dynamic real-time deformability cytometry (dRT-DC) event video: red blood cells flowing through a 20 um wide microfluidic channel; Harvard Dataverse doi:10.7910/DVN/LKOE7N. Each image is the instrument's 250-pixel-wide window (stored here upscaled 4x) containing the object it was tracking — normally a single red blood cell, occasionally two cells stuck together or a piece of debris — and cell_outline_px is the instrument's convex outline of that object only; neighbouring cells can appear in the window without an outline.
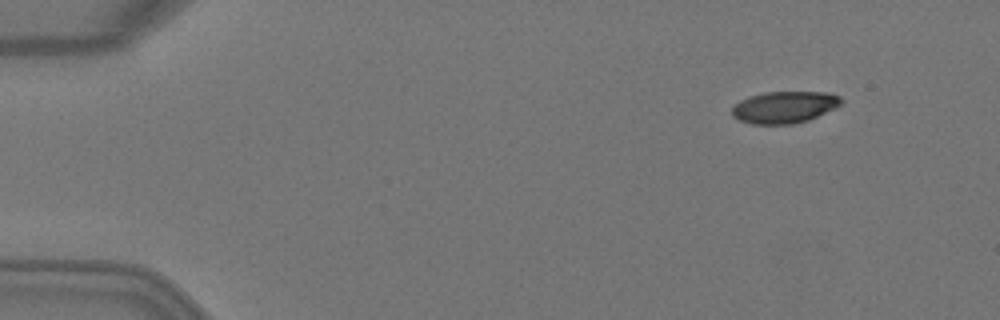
{"species": "Egyptian fruit bat (a non-hibernating species)", "species_latin": "Rousettus aegyptiacus", "temperature_condition": "warm", "stored_images_in_passage": 4, "camera_frame_rate_fps": 3000, "um_per_image_px": 0.085, "animal": {"sex": "female"}, "frame": {"image": 1, "passage_image": 1, "time_ms": 0.0, "image_size_px": [1000, 320], "cell_outline_px": [[844, 100], [840, 104], [808, 120], [792, 124], [752, 124], [740, 120], [732, 116], [732, 108], [740, 100], [748, 96], [764, 92], [828, 92], [840, 96]], "centroid_in_image_um": [66.64, 9.1], "position_along_channel_um": 18.4, "area_um2": 20.11}}
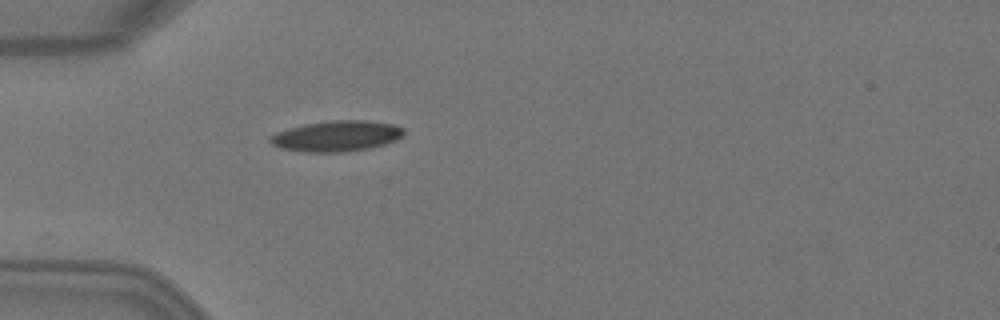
{"frame": {"image": 2, "passage_image": 4, "time_ms": 1.0, "image_size_px": [1000, 320], "cell_outline_px": [[404, 132], [396, 140], [384, 144], [368, 148], [348, 152], [304, 152], [280, 148], [272, 144], [268, 140], [268, 136], [276, 132], [288, 128], [304, 124], [332, 120], [368, 120], [392, 124], [404, 128]], "centroid_in_image_um": [28.57, 11.56], "position_along_channel_um": 56.4, "area_um2": 24.04}}